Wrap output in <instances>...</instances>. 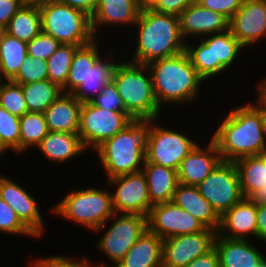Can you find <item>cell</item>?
Instances as JSON below:
<instances>
[{
    "mask_svg": "<svg viewBox=\"0 0 266 267\" xmlns=\"http://www.w3.org/2000/svg\"><path fill=\"white\" fill-rule=\"evenodd\" d=\"M252 103L231 108L212 134L223 161L235 162L266 150L261 114Z\"/></svg>",
    "mask_w": 266,
    "mask_h": 267,
    "instance_id": "cell-1",
    "label": "cell"
},
{
    "mask_svg": "<svg viewBox=\"0 0 266 267\" xmlns=\"http://www.w3.org/2000/svg\"><path fill=\"white\" fill-rule=\"evenodd\" d=\"M134 27L137 40L131 62L147 65L185 51L186 41L180 32L179 16L146 7L141 9Z\"/></svg>",
    "mask_w": 266,
    "mask_h": 267,
    "instance_id": "cell-2",
    "label": "cell"
},
{
    "mask_svg": "<svg viewBox=\"0 0 266 267\" xmlns=\"http://www.w3.org/2000/svg\"><path fill=\"white\" fill-rule=\"evenodd\" d=\"M147 67L152 77L153 92L161 109L172 104H193L198 99L204 80L197 74L185 51L150 62Z\"/></svg>",
    "mask_w": 266,
    "mask_h": 267,
    "instance_id": "cell-3",
    "label": "cell"
},
{
    "mask_svg": "<svg viewBox=\"0 0 266 267\" xmlns=\"http://www.w3.org/2000/svg\"><path fill=\"white\" fill-rule=\"evenodd\" d=\"M150 128L151 119H133L94 151L107 179L142 171Z\"/></svg>",
    "mask_w": 266,
    "mask_h": 267,
    "instance_id": "cell-4",
    "label": "cell"
},
{
    "mask_svg": "<svg viewBox=\"0 0 266 267\" xmlns=\"http://www.w3.org/2000/svg\"><path fill=\"white\" fill-rule=\"evenodd\" d=\"M116 64L112 81L126 111L134 119H160L163 111L155 98L151 73L147 65L128 60Z\"/></svg>",
    "mask_w": 266,
    "mask_h": 267,
    "instance_id": "cell-5",
    "label": "cell"
},
{
    "mask_svg": "<svg viewBox=\"0 0 266 267\" xmlns=\"http://www.w3.org/2000/svg\"><path fill=\"white\" fill-rule=\"evenodd\" d=\"M191 41L186 42L185 52L204 82L229 70L246 49L229 29L198 39V44Z\"/></svg>",
    "mask_w": 266,
    "mask_h": 267,
    "instance_id": "cell-6",
    "label": "cell"
},
{
    "mask_svg": "<svg viewBox=\"0 0 266 267\" xmlns=\"http://www.w3.org/2000/svg\"><path fill=\"white\" fill-rule=\"evenodd\" d=\"M110 189L89 187L68 192L50 212L93 232L114 215Z\"/></svg>",
    "mask_w": 266,
    "mask_h": 267,
    "instance_id": "cell-7",
    "label": "cell"
},
{
    "mask_svg": "<svg viewBox=\"0 0 266 267\" xmlns=\"http://www.w3.org/2000/svg\"><path fill=\"white\" fill-rule=\"evenodd\" d=\"M38 4L42 32L61 44L80 47L96 39L92 31L91 17L85 12L59 0H46Z\"/></svg>",
    "mask_w": 266,
    "mask_h": 267,
    "instance_id": "cell-8",
    "label": "cell"
},
{
    "mask_svg": "<svg viewBox=\"0 0 266 267\" xmlns=\"http://www.w3.org/2000/svg\"><path fill=\"white\" fill-rule=\"evenodd\" d=\"M114 220V221H113ZM105 231L103 228L109 225ZM148 229L147 216L139 214L114 213V215L106 221L101 227L94 232L104 231V234L97 242V249L108 258L115 267L125 256L127 251L138 240V238ZM87 260L88 267H111L106 262H100L96 266H92L93 262ZM106 263V264H105Z\"/></svg>",
    "mask_w": 266,
    "mask_h": 267,
    "instance_id": "cell-9",
    "label": "cell"
},
{
    "mask_svg": "<svg viewBox=\"0 0 266 267\" xmlns=\"http://www.w3.org/2000/svg\"><path fill=\"white\" fill-rule=\"evenodd\" d=\"M151 119L146 161L151 164L178 170L180 163L198 144L183 131L172 130Z\"/></svg>",
    "mask_w": 266,
    "mask_h": 267,
    "instance_id": "cell-10",
    "label": "cell"
},
{
    "mask_svg": "<svg viewBox=\"0 0 266 267\" xmlns=\"http://www.w3.org/2000/svg\"><path fill=\"white\" fill-rule=\"evenodd\" d=\"M134 118L128 112H115L82 103L78 134L86 150L95 151L106 140L122 131Z\"/></svg>",
    "mask_w": 266,
    "mask_h": 267,
    "instance_id": "cell-11",
    "label": "cell"
},
{
    "mask_svg": "<svg viewBox=\"0 0 266 267\" xmlns=\"http://www.w3.org/2000/svg\"><path fill=\"white\" fill-rule=\"evenodd\" d=\"M197 188L219 216L244 198L234 162L222 161Z\"/></svg>",
    "mask_w": 266,
    "mask_h": 267,
    "instance_id": "cell-12",
    "label": "cell"
},
{
    "mask_svg": "<svg viewBox=\"0 0 266 267\" xmlns=\"http://www.w3.org/2000/svg\"><path fill=\"white\" fill-rule=\"evenodd\" d=\"M115 187L112 206L115 213L148 216L151 207L148 184L142 171L107 179Z\"/></svg>",
    "mask_w": 266,
    "mask_h": 267,
    "instance_id": "cell-13",
    "label": "cell"
},
{
    "mask_svg": "<svg viewBox=\"0 0 266 267\" xmlns=\"http://www.w3.org/2000/svg\"><path fill=\"white\" fill-rule=\"evenodd\" d=\"M217 231L205 228L195 234L168 237L163 240V267H185L214 248Z\"/></svg>",
    "mask_w": 266,
    "mask_h": 267,
    "instance_id": "cell-14",
    "label": "cell"
},
{
    "mask_svg": "<svg viewBox=\"0 0 266 267\" xmlns=\"http://www.w3.org/2000/svg\"><path fill=\"white\" fill-rule=\"evenodd\" d=\"M148 230L163 240L168 237L195 234L205 227L173 201L155 204L147 216Z\"/></svg>",
    "mask_w": 266,
    "mask_h": 267,
    "instance_id": "cell-15",
    "label": "cell"
},
{
    "mask_svg": "<svg viewBox=\"0 0 266 267\" xmlns=\"http://www.w3.org/2000/svg\"><path fill=\"white\" fill-rule=\"evenodd\" d=\"M229 30L246 49L266 39V0H244L229 20Z\"/></svg>",
    "mask_w": 266,
    "mask_h": 267,
    "instance_id": "cell-16",
    "label": "cell"
},
{
    "mask_svg": "<svg viewBox=\"0 0 266 267\" xmlns=\"http://www.w3.org/2000/svg\"><path fill=\"white\" fill-rule=\"evenodd\" d=\"M0 198L16 212L20 220L38 237L42 238L46 228L37 200L24 186L0 174Z\"/></svg>",
    "mask_w": 266,
    "mask_h": 267,
    "instance_id": "cell-17",
    "label": "cell"
},
{
    "mask_svg": "<svg viewBox=\"0 0 266 267\" xmlns=\"http://www.w3.org/2000/svg\"><path fill=\"white\" fill-rule=\"evenodd\" d=\"M180 32L188 42L190 36L200 39L229 29V20L222 14L202 7L193 1L179 15ZM195 37V38H193Z\"/></svg>",
    "mask_w": 266,
    "mask_h": 267,
    "instance_id": "cell-18",
    "label": "cell"
},
{
    "mask_svg": "<svg viewBox=\"0 0 266 267\" xmlns=\"http://www.w3.org/2000/svg\"><path fill=\"white\" fill-rule=\"evenodd\" d=\"M208 145L195 148L180 163L177 170L180 184L197 186L223 161L215 142L210 139Z\"/></svg>",
    "mask_w": 266,
    "mask_h": 267,
    "instance_id": "cell-19",
    "label": "cell"
},
{
    "mask_svg": "<svg viewBox=\"0 0 266 267\" xmlns=\"http://www.w3.org/2000/svg\"><path fill=\"white\" fill-rule=\"evenodd\" d=\"M256 217L257 204L251 199L243 198L220 216L217 235L230 239H256Z\"/></svg>",
    "mask_w": 266,
    "mask_h": 267,
    "instance_id": "cell-20",
    "label": "cell"
},
{
    "mask_svg": "<svg viewBox=\"0 0 266 267\" xmlns=\"http://www.w3.org/2000/svg\"><path fill=\"white\" fill-rule=\"evenodd\" d=\"M141 9L138 0H99L91 16V26L95 38L99 39L100 36L97 34L98 30L101 32V26L108 28L111 25V29L112 25L119 26L120 24L133 28Z\"/></svg>",
    "mask_w": 266,
    "mask_h": 267,
    "instance_id": "cell-21",
    "label": "cell"
},
{
    "mask_svg": "<svg viewBox=\"0 0 266 267\" xmlns=\"http://www.w3.org/2000/svg\"><path fill=\"white\" fill-rule=\"evenodd\" d=\"M254 240L230 239L216 235L214 248L219 257L220 267H255L265 257L259 252Z\"/></svg>",
    "mask_w": 266,
    "mask_h": 267,
    "instance_id": "cell-22",
    "label": "cell"
},
{
    "mask_svg": "<svg viewBox=\"0 0 266 267\" xmlns=\"http://www.w3.org/2000/svg\"><path fill=\"white\" fill-rule=\"evenodd\" d=\"M172 201L190 213L205 228L218 231L220 216L212 208L211 204L199 193L197 186L179 183Z\"/></svg>",
    "mask_w": 266,
    "mask_h": 267,
    "instance_id": "cell-23",
    "label": "cell"
},
{
    "mask_svg": "<svg viewBox=\"0 0 266 267\" xmlns=\"http://www.w3.org/2000/svg\"><path fill=\"white\" fill-rule=\"evenodd\" d=\"M45 156V159L54 164L74 160L86 149L78 133L48 132L42 141L35 147Z\"/></svg>",
    "mask_w": 266,
    "mask_h": 267,
    "instance_id": "cell-24",
    "label": "cell"
},
{
    "mask_svg": "<svg viewBox=\"0 0 266 267\" xmlns=\"http://www.w3.org/2000/svg\"><path fill=\"white\" fill-rule=\"evenodd\" d=\"M82 103L72 94L62 93L45 111L50 132L78 133Z\"/></svg>",
    "mask_w": 266,
    "mask_h": 267,
    "instance_id": "cell-25",
    "label": "cell"
},
{
    "mask_svg": "<svg viewBox=\"0 0 266 267\" xmlns=\"http://www.w3.org/2000/svg\"><path fill=\"white\" fill-rule=\"evenodd\" d=\"M163 239L148 229L115 267H163Z\"/></svg>",
    "mask_w": 266,
    "mask_h": 267,
    "instance_id": "cell-26",
    "label": "cell"
},
{
    "mask_svg": "<svg viewBox=\"0 0 266 267\" xmlns=\"http://www.w3.org/2000/svg\"><path fill=\"white\" fill-rule=\"evenodd\" d=\"M142 172L148 184V193L152 205L173 200L175 190L179 184L176 170L151 164L145 160Z\"/></svg>",
    "mask_w": 266,
    "mask_h": 267,
    "instance_id": "cell-27",
    "label": "cell"
},
{
    "mask_svg": "<svg viewBox=\"0 0 266 267\" xmlns=\"http://www.w3.org/2000/svg\"><path fill=\"white\" fill-rule=\"evenodd\" d=\"M106 52H108L105 53L107 59H104L103 54L90 67L87 79L72 93L81 103L91 102L102 91L103 87L112 80L113 71L118 61H113L115 53L112 50Z\"/></svg>",
    "mask_w": 266,
    "mask_h": 267,
    "instance_id": "cell-28",
    "label": "cell"
},
{
    "mask_svg": "<svg viewBox=\"0 0 266 267\" xmlns=\"http://www.w3.org/2000/svg\"><path fill=\"white\" fill-rule=\"evenodd\" d=\"M6 33L25 43L42 32L39 4L25 2L5 27Z\"/></svg>",
    "mask_w": 266,
    "mask_h": 267,
    "instance_id": "cell-29",
    "label": "cell"
},
{
    "mask_svg": "<svg viewBox=\"0 0 266 267\" xmlns=\"http://www.w3.org/2000/svg\"><path fill=\"white\" fill-rule=\"evenodd\" d=\"M98 46V39H94L76 49L66 80V94H72L87 79L90 67L102 56L103 52Z\"/></svg>",
    "mask_w": 266,
    "mask_h": 267,
    "instance_id": "cell-30",
    "label": "cell"
},
{
    "mask_svg": "<svg viewBox=\"0 0 266 267\" xmlns=\"http://www.w3.org/2000/svg\"><path fill=\"white\" fill-rule=\"evenodd\" d=\"M234 163L239 174L243 197L250 199L266 185V165L258 155L243 157Z\"/></svg>",
    "mask_w": 266,
    "mask_h": 267,
    "instance_id": "cell-31",
    "label": "cell"
},
{
    "mask_svg": "<svg viewBox=\"0 0 266 267\" xmlns=\"http://www.w3.org/2000/svg\"><path fill=\"white\" fill-rule=\"evenodd\" d=\"M27 56V43L5 32L0 43V79L12 80Z\"/></svg>",
    "mask_w": 266,
    "mask_h": 267,
    "instance_id": "cell-32",
    "label": "cell"
},
{
    "mask_svg": "<svg viewBox=\"0 0 266 267\" xmlns=\"http://www.w3.org/2000/svg\"><path fill=\"white\" fill-rule=\"evenodd\" d=\"M28 112L44 111L63 93L62 88L50 80L20 84Z\"/></svg>",
    "mask_w": 266,
    "mask_h": 267,
    "instance_id": "cell-33",
    "label": "cell"
},
{
    "mask_svg": "<svg viewBox=\"0 0 266 267\" xmlns=\"http://www.w3.org/2000/svg\"><path fill=\"white\" fill-rule=\"evenodd\" d=\"M20 121V153L36 147L48 134L49 130L44 113L28 112Z\"/></svg>",
    "mask_w": 266,
    "mask_h": 267,
    "instance_id": "cell-34",
    "label": "cell"
},
{
    "mask_svg": "<svg viewBox=\"0 0 266 267\" xmlns=\"http://www.w3.org/2000/svg\"><path fill=\"white\" fill-rule=\"evenodd\" d=\"M78 47L61 44L47 60L48 80L62 88L63 93H66V80L73 55Z\"/></svg>",
    "mask_w": 266,
    "mask_h": 267,
    "instance_id": "cell-35",
    "label": "cell"
},
{
    "mask_svg": "<svg viewBox=\"0 0 266 267\" xmlns=\"http://www.w3.org/2000/svg\"><path fill=\"white\" fill-rule=\"evenodd\" d=\"M0 106L19 118L28 113L22 86L11 80H2L0 82Z\"/></svg>",
    "mask_w": 266,
    "mask_h": 267,
    "instance_id": "cell-36",
    "label": "cell"
},
{
    "mask_svg": "<svg viewBox=\"0 0 266 267\" xmlns=\"http://www.w3.org/2000/svg\"><path fill=\"white\" fill-rule=\"evenodd\" d=\"M0 106V145L7 152L20 155V121Z\"/></svg>",
    "mask_w": 266,
    "mask_h": 267,
    "instance_id": "cell-37",
    "label": "cell"
},
{
    "mask_svg": "<svg viewBox=\"0 0 266 267\" xmlns=\"http://www.w3.org/2000/svg\"><path fill=\"white\" fill-rule=\"evenodd\" d=\"M0 233L38 238L17 216L11 206L0 198ZM21 234V235H20Z\"/></svg>",
    "mask_w": 266,
    "mask_h": 267,
    "instance_id": "cell-38",
    "label": "cell"
},
{
    "mask_svg": "<svg viewBox=\"0 0 266 267\" xmlns=\"http://www.w3.org/2000/svg\"><path fill=\"white\" fill-rule=\"evenodd\" d=\"M46 79H48L47 61L27 56L11 81L17 84H27Z\"/></svg>",
    "mask_w": 266,
    "mask_h": 267,
    "instance_id": "cell-39",
    "label": "cell"
},
{
    "mask_svg": "<svg viewBox=\"0 0 266 267\" xmlns=\"http://www.w3.org/2000/svg\"><path fill=\"white\" fill-rule=\"evenodd\" d=\"M60 45L61 43L52 36L41 32L27 43V54L47 61Z\"/></svg>",
    "mask_w": 266,
    "mask_h": 267,
    "instance_id": "cell-40",
    "label": "cell"
},
{
    "mask_svg": "<svg viewBox=\"0 0 266 267\" xmlns=\"http://www.w3.org/2000/svg\"><path fill=\"white\" fill-rule=\"evenodd\" d=\"M95 106L115 112H127L114 82L111 80L91 101Z\"/></svg>",
    "mask_w": 266,
    "mask_h": 267,
    "instance_id": "cell-41",
    "label": "cell"
},
{
    "mask_svg": "<svg viewBox=\"0 0 266 267\" xmlns=\"http://www.w3.org/2000/svg\"><path fill=\"white\" fill-rule=\"evenodd\" d=\"M87 256L84 259H76L75 257L53 255L38 258L29 265L30 267H88Z\"/></svg>",
    "mask_w": 266,
    "mask_h": 267,
    "instance_id": "cell-42",
    "label": "cell"
},
{
    "mask_svg": "<svg viewBox=\"0 0 266 267\" xmlns=\"http://www.w3.org/2000/svg\"><path fill=\"white\" fill-rule=\"evenodd\" d=\"M202 7L212 11H216L228 20L236 13L242 6L244 0H195Z\"/></svg>",
    "mask_w": 266,
    "mask_h": 267,
    "instance_id": "cell-43",
    "label": "cell"
},
{
    "mask_svg": "<svg viewBox=\"0 0 266 267\" xmlns=\"http://www.w3.org/2000/svg\"><path fill=\"white\" fill-rule=\"evenodd\" d=\"M195 0H156L149 8L152 10L179 16Z\"/></svg>",
    "mask_w": 266,
    "mask_h": 267,
    "instance_id": "cell-44",
    "label": "cell"
},
{
    "mask_svg": "<svg viewBox=\"0 0 266 267\" xmlns=\"http://www.w3.org/2000/svg\"><path fill=\"white\" fill-rule=\"evenodd\" d=\"M26 0H0V23L7 26Z\"/></svg>",
    "mask_w": 266,
    "mask_h": 267,
    "instance_id": "cell-45",
    "label": "cell"
},
{
    "mask_svg": "<svg viewBox=\"0 0 266 267\" xmlns=\"http://www.w3.org/2000/svg\"><path fill=\"white\" fill-rule=\"evenodd\" d=\"M185 267H220L217 251L213 248L207 254L197 257Z\"/></svg>",
    "mask_w": 266,
    "mask_h": 267,
    "instance_id": "cell-46",
    "label": "cell"
},
{
    "mask_svg": "<svg viewBox=\"0 0 266 267\" xmlns=\"http://www.w3.org/2000/svg\"><path fill=\"white\" fill-rule=\"evenodd\" d=\"M61 3L69 5L72 8L81 10L92 16L94 10L96 9L99 0H59Z\"/></svg>",
    "mask_w": 266,
    "mask_h": 267,
    "instance_id": "cell-47",
    "label": "cell"
},
{
    "mask_svg": "<svg viewBox=\"0 0 266 267\" xmlns=\"http://www.w3.org/2000/svg\"><path fill=\"white\" fill-rule=\"evenodd\" d=\"M257 239L266 244V205L257 204Z\"/></svg>",
    "mask_w": 266,
    "mask_h": 267,
    "instance_id": "cell-48",
    "label": "cell"
},
{
    "mask_svg": "<svg viewBox=\"0 0 266 267\" xmlns=\"http://www.w3.org/2000/svg\"><path fill=\"white\" fill-rule=\"evenodd\" d=\"M250 199L255 204L266 205V185L260 188Z\"/></svg>",
    "mask_w": 266,
    "mask_h": 267,
    "instance_id": "cell-49",
    "label": "cell"
},
{
    "mask_svg": "<svg viewBox=\"0 0 266 267\" xmlns=\"http://www.w3.org/2000/svg\"><path fill=\"white\" fill-rule=\"evenodd\" d=\"M259 84L257 86V95H258V99L266 106V77L263 80H260V82H258Z\"/></svg>",
    "mask_w": 266,
    "mask_h": 267,
    "instance_id": "cell-50",
    "label": "cell"
},
{
    "mask_svg": "<svg viewBox=\"0 0 266 267\" xmlns=\"http://www.w3.org/2000/svg\"><path fill=\"white\" fill-rule=\"evenodd\" d=\"M253 105L260 111L262 126L266 135V106L259 99H257L256 102L253 103Z\"/></svg>",
    "mask_w": 266,
    "mask_h": 267,
    "instance_id": "cell-51",
    "label": "cell"
},
{
    "mask_svg": "<svg viewBox=\"0 0 266 267\" xmlns=\"http://www.w3.org/2000/svg\"><path fill=\"white\" fill-rule=\"evenodd\" d=\"M142 8L150 7L156 0H138Z\"/></svg>",
    "mask_w": 266,
    "mask_h": 267,
    "instance_id": "cell-52",
    "label": "cell"
},
{
    "mask_svg": "<svg viewBox=\"0 0 266 267\" xmlns=\"http://www.w3.org/2000/svg\"><path fill=\"white\" fill-rule=\"evenodd\" d=\"M5 32H6V30H5V26H3V25L0 23V43H1L2 37H3V35H4Z\"/></svg>",
    "mask_w": 266,
    "mask_h": 267,
    "instance_id": "cell-53",
    "label": "cell"
},
{
    "mask_svg": "<svg viewBox=\"0 0 266 267\" xmlns=\"http://www.w3.org/2000/svg\"><path fill=\"white\" fill-rule=\"evenodd\" d=\"M258 156L263 160L264 165H266V150L261 152Z\"/></svg>",
    "mask_w": 266,
    "mask_h": 267,
    "instance_id": "cell-54",
    "label": "cell"
},
{
    "mask_svg": "<svg viewBox=\"0 0 266 267\" xmlns=\"http://www.w3.org/2000/svg\"><path fill=\"white\" fill-rule=\"evenodd\" d=\"M255 267H266V257Z\"/></svg>",
    "mask_w": 266,
    "mask_h": 267,
    "instance_id": "cell-55",
    "label": "cell"
},
{
    "mask_svg": "<svg viewBox=\"0 0 266 267\" xmlns=\"http://www.w3.org/2000/svg\"><path fill=\"white\" fill-rule=\"evenodd\" d=\"M46 0H26V2H34V3H40Z\"/></svg>",
    "mask_w": 266,
    "mask_h": 267,
    "instance_id": "cell-56",
    "label": "cell"
},
{
    "mask_svg": "<svg viewBox=\"0 0 266 267\" xmlns=\"http://www.w3.org/2000/svg\"><path fill=\"white\" fill-rule=\"evenodd\" d=\"M5 153H8V152H6V151L3 149V147L0 145V157H1L2 154H5Z\"/></svg>",
    "mask_w": 266,
    "mask_h": 267,
    "instance_id": "cell-57",
    "label": "cell"
}]
</instances>
